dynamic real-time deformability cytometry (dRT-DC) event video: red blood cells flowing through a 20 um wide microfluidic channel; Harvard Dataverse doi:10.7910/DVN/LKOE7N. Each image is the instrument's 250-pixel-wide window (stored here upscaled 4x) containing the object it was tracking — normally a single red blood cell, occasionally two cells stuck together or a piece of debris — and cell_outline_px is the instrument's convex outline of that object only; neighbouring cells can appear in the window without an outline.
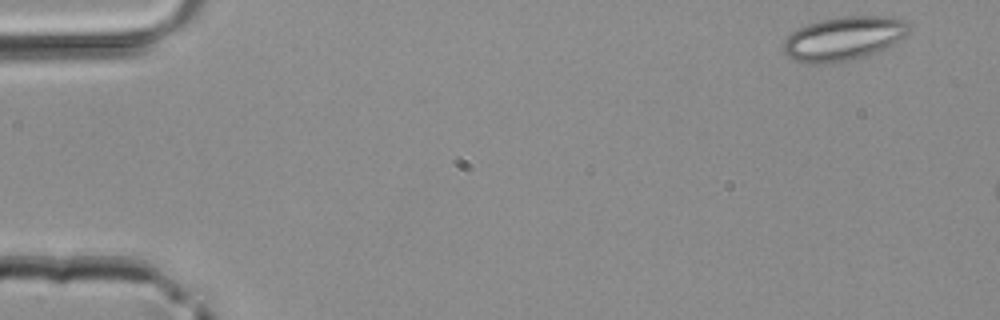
{"species": "common noctule bat (a hibernating species)", "species_latin": "Nyctalus noctula", "temperature_condition": "room temperature", "stored_images_in_passage": 4, "camera_frame_rate_fps": 3000, "um_per_image_px": 0.085, "animal": {"sex": "male", "body_mass_g": 20.4}, "frame": {"image": 1, "passage_image": 1, "time_ms": 0.0, "image_size_px": [1000, 320], "cell_outline_px": [[908, 32], [896, 44], [868, 56], [832, 64], [808, 64], [796, 60], [788, 56], [784, 52], [784, 40], [792, 32], [808, 24], [824, 20], [844, 16], [884, 16], [904, 20], [908, 24]], "centroid_in_image_um": [71.73, 3.3], "position_along_channel_um": 13.3, "area_um2": 32.08}}